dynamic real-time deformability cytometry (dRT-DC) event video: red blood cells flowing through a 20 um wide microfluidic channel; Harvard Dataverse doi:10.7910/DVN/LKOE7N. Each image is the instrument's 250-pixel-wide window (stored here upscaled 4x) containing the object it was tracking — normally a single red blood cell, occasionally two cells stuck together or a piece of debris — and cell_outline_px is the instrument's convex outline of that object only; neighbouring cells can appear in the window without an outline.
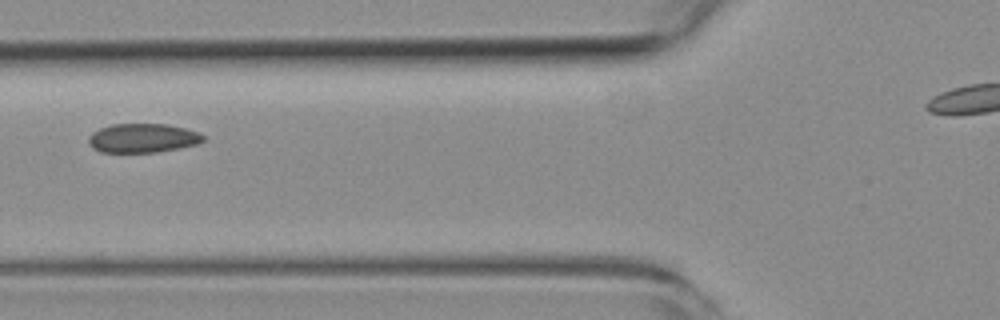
{"species": "common noctule bat (a hibernating species)", "species_latin": "Nyctalus noctula", "temperature_condition": "room temperature", "stored_images_in_passage": 3, "segment_of_instrument_passage": [1, 2], "camera_frame_rate_fps": 3000, "um_per_image_px": 0.085, "animal": {"sex": "female", "body_mass_g": 19.3, "forearm_length_mm": 54.1}, "frame": {"image": 1, "passage_image": 2, "time_ms": 1.333, "image_size_px": [1000, 320], "cell_outline_px": [[204, 140], [200, 144], [180, 148], [156, 152], [100, 152], [92, 148], [88, 144], [88, 136], [92, 132], [100, 128], [112, 124], [168, 124], [200, 132], [204, 136]], "centroid_in_image_um": [12.13, 11.74], "position_along_channel_um": 113.7, "area_um2": 19.65}}